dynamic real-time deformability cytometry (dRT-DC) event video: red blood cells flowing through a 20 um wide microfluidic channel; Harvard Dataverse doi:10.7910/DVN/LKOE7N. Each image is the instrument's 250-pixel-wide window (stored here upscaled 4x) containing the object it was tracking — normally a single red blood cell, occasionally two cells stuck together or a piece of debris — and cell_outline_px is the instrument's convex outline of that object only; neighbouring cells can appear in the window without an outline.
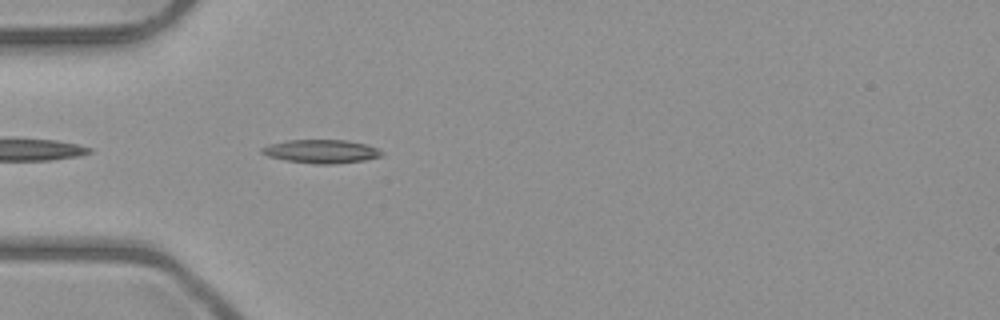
{"species": "common noctule bat (a hibernating species)", "species_latin": "Nyctalus noctula", "temperature_condition": "room temperature", "stored_images_in_passage": 5, "camera_frame_rate_fps": 3000, "um_per_image_px": 0.085, "animal": {"sex": "male", "body_mass_g": 23.1, "forearm_length_mm": 52.7}, "frame": {"image": 1, "passage_image": 5, "time_ms": 4.667, "image_size_px": [1000, 320], "cell_outline_px": [[384, 156], [364, 160], [336, 164], [316, 164], [284, 160], [268, 156], [260, 152], [260, 148], [268, 144], [288, 140], [348, 140], [364, 144], [376, 148], [384, 152]], "centroid_in_image_um": [27.3, 12.87], "position_along_channel_um": 57.7, "area_um2": 16.53}}